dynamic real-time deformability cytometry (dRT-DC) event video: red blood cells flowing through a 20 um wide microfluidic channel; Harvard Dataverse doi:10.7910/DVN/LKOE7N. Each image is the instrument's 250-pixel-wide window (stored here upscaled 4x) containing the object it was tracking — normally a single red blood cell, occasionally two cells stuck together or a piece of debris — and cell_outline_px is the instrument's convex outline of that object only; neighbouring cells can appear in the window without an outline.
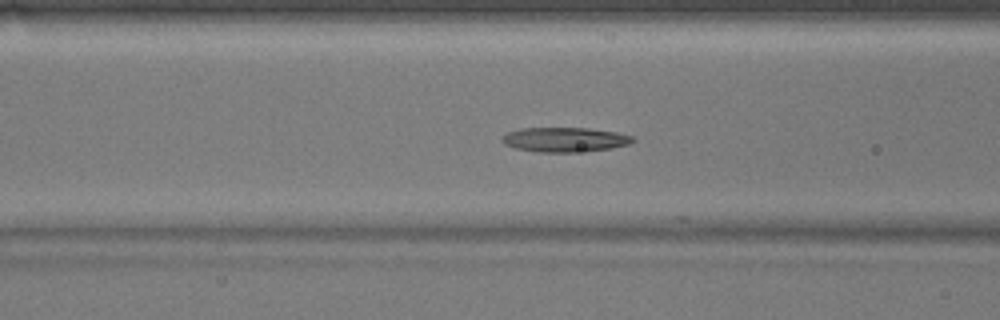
{"species": "common noctule bat (a hibernating species)", "species_latin": "Nyctalus noctula", "temperature_condition": "warm", "stored_images_in_passage": 54, "camera_frame_rate_fps": 3000, "um_per_image_px": 0.085, "animal": {"sex": "male", "body_mass_g": 17.9}, "frame": {"image": 1, "passage_image": 21, "time_ms": 6.667, "image_size_px": [1000, 320], "cell_outline_px": [[636, 140], [628, 144], [612, 148], [572, 152], [536, 152], [516, 148], [504, 144], [500, 140], [508, 132], [520, 128], [588, 128], [616, 132], [632, 136]], "centroid_in_image_um": [47.99, 11.86], "position_along_channel_um": 118.6, "area_um2": 18.61}}
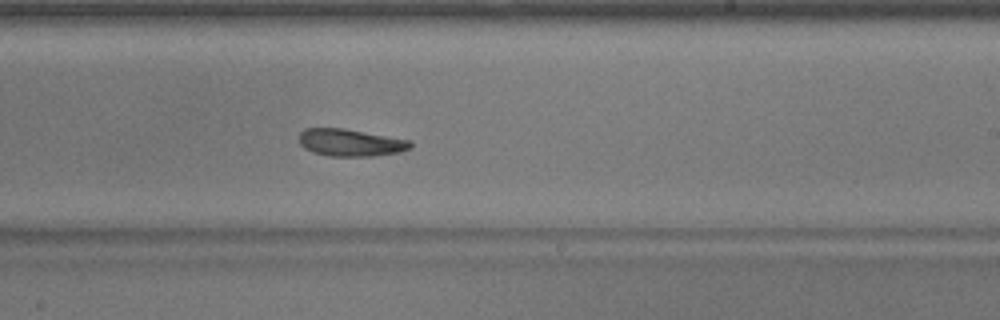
{"frame": {"image": 2, "passage_image": 32, "time_ms": 10.333, "image_size_px": [1000, 320], "cell_outline_px": [[412, 148], [400, 152], [376, 156], [328, 156], [304, 148], [300, 144], [300, 132], [304, 128], [344, 128], [412, 140]], "centroid_in_image_um": [29.84, 12.12], "position_along_channel_um": 259.2, "area_um2": 17.8}}
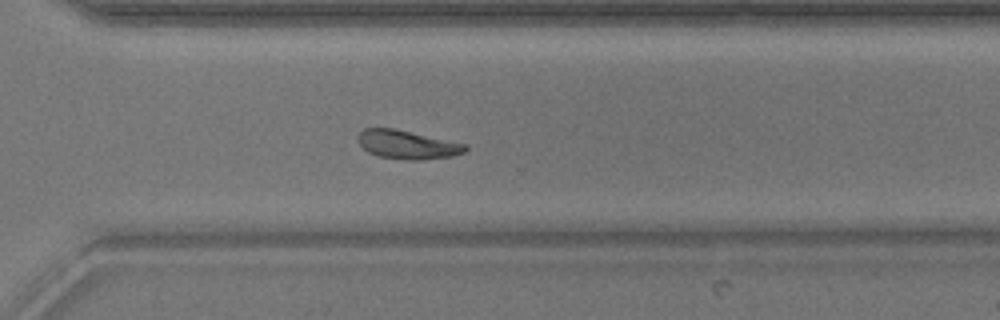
{"frame": {"image": 3, "passage_image": 38, "time_ms": 12.333, "image_size_px": [1000, 320], "cell_outline_px": [[468, 148], [464, 152], [452, 156], [420, 160], [404, 160], [376, 156], [368, 152], [356, 140], [360, 132], [364, 128], [396, 128], [468, 144]], "centroid_in_image_um": [34.62, 12.29], "position_along_channel_um": 336.0, "area_um2": 18.21}, "authors_computed_cell_mechanics": {"area_um2": 18.3515, "velocity_mm_per_s": 3.8406, "shape_relaxation_time_tau1_ms": 3.839, "shape_relaxation_time_tau2_ms": 7.0757, "deformation_change_tau1": 0.1365, "deformation_change_tau2": 0.1226}}